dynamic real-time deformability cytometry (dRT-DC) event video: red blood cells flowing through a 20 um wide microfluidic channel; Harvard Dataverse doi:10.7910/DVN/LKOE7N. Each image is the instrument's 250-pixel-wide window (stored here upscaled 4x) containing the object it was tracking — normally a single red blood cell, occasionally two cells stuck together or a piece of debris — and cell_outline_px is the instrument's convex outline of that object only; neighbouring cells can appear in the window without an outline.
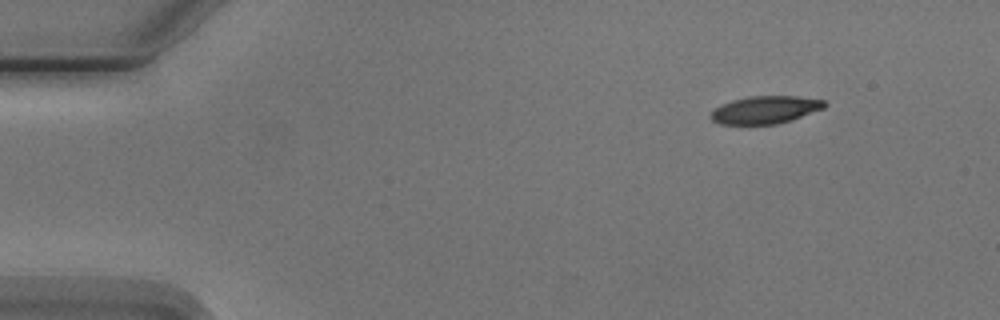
{"species": "Egyptian fruit bat (a non-hibernating species)", "species_latin": "Rousettus aegyptiacus", "temperature_condition": "cold", "stored_images_in_passage": 5, "segment_of_instrument_passage": [1, 2], "camera_frame_rate_fps": 3000, "um_per_image_px": 0.085, "animal": {"sex": "male"}, "frame": {"image": 1, "passage_image": 1, "time_ms": 0.0, "image_size_px": [1000, 320], "cell_outline_px": [[828, 104], [824, 108], [776, 124], [720, 124], [712, 120], [712, 112], [716, 108], [732, 100], [748, 96], [796, 96], [824, 100]], "centroid_in_image_um": [65.06, 9.32], "position_along_channel_um": 19.9, "area_um2": 17.92}}
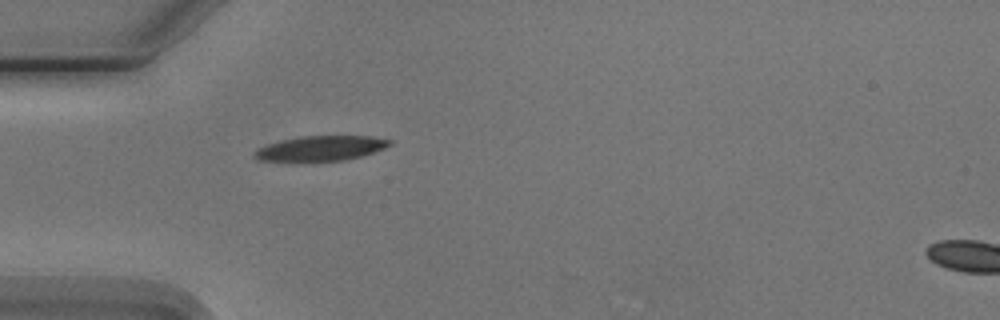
{"frame": {"image": 2, "passage_image": 4, "time_ms": 3.333, "image_size_px": [1000, 320], "cell_outline_px": [[392, 144], [384, 148], [360, 156], [344, 160], [260, 160], [256, 156], [256, 152], [260, 148], [268, 144], [280, 140], [300, 136], [368, 136], [392, 140]], "centroid_in_image_um": [27.33, 12.58], "position_along_channel_um": 57.7, "area_um2": 18.96}}